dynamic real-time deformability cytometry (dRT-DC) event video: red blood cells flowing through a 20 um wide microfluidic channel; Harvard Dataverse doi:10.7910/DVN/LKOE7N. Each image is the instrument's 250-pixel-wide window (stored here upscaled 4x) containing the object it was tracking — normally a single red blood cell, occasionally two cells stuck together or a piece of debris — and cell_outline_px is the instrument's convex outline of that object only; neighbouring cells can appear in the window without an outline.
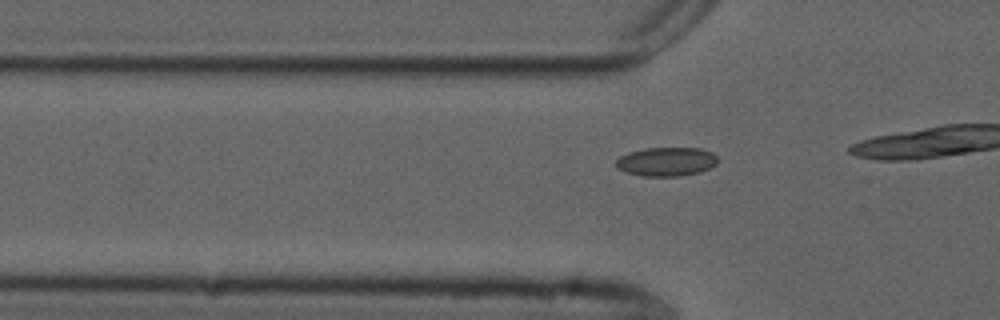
{"species": "common noctule bat (a hibernating species)", "species_latin": "Nyctalus noctula", "temperature_condition": "cold", "stored_images_in_passage": 19, "camera_frame_rate_fps": 3000, "um_per_image_px": 0.085, "animal": {"sex": "male", "forearm_length_mm": 52.5}, "frame": {"image": 1, "passage_image": 14, "time_ms": 4.333, "image_size_px": [1000, 320], "cell_outline_px": [[716, 164], [700, 172], [680, 176], [644, 176], [628, 172], [616, 168], [616, 160], [620, 156], [628, 152], [644, 148], [700, 148], [712, 152], [716, 156]], "centroid_in_image_um": [56.63, 13.73], "position_along_channel_um": 69.2, "area_um2": 17.05}}
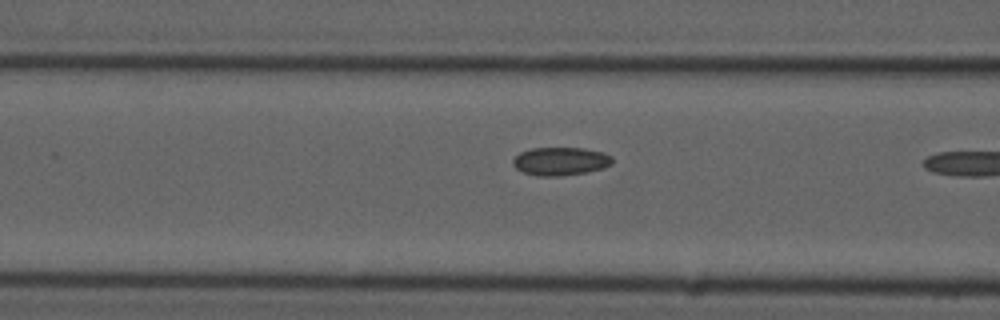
{"frame": {"image": 2, "passage_image": 18, "time_ms": 5.667, "image_size_px": [1000, 320], "cell_outline_px": [[612, 164], [604, 168], [588, 172], [560, 176], [536, 176], [524, 172], [516, 168], [512, 164], [512, 160], [520, 152], [532, 148], [584, 148], [604, 152], [612, 156]], "centroid_in_image_um": [47.66, 13.71], "position_along_channel_um": 118.9, "area_um2": 16.47}}